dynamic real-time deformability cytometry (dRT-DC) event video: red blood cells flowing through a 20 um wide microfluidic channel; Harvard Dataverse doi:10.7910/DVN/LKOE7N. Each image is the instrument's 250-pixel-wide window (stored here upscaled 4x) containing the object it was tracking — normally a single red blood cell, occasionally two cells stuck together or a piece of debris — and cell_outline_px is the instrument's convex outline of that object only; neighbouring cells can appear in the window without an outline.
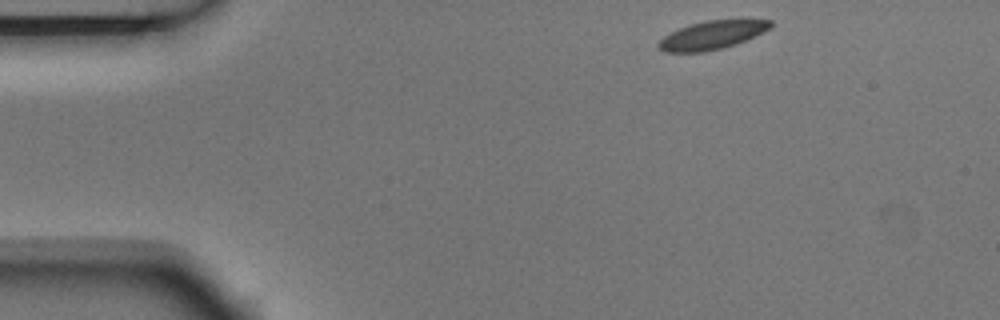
{"species": "Egyptian fruit bat (a non-hibernating species)", "species_latin": "Rousettus aegyptiacus", "temperature_condition": "room temperature", "stored_images_in_passage": 5, "segment_of_instrument_passage": [2, 2], "camera_frame_rate_fps": 3000, "um_per_image_px": 0.085, "animal": {"sex": "male"}, "frame": {"image": 1, "passage_image": 5, "time_ms": 1.333, "image_size_px": [1000, 320], "cell_outline_px": [[772, 24], [768, 28], [736, 44], [704, 52], [664, 52], [656, 44], [664, 36], [680, 28], [704, 20], [740, 16], [772, 20]], "centroid_in_image_um": [60.57, 2.92], "position_along_channel_um": 24.4, "area_um2": 18.96}}